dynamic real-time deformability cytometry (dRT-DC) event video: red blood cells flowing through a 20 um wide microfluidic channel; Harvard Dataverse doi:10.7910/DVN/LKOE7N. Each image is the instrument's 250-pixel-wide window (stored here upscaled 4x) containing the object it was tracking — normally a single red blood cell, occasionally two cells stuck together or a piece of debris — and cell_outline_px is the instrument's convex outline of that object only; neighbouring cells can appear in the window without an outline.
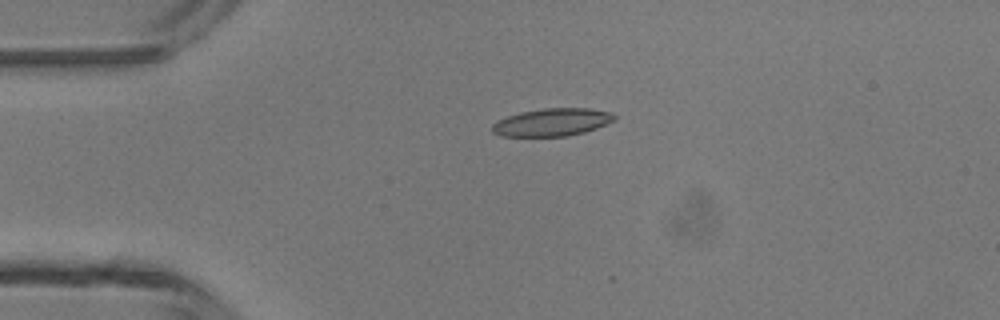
{"species": "common noctule bat (a hibernating species)", "species_latin": "Nyctalus noctula", "temperature_condition": "room temperature", "stored_images_in_passage": 6, "camera_frame_rate_fps": 3000, "um_per_image_px": 0.085, "animal": {"sex": "male", "body_mass_g": 13.3}, "frame": {"image": 1, "passage_image": 4, "time_ms": 3.333, "image_size_px": [1000, 320], "cell_outline_px": [[616, 120], [596, 128], [584, 132], [568, 136], [500, 136], [492, 132], [492, 124], [496, 120], [520, 112], [544, 108], [588, 108], [612, 112], [616, 116]], "centroid_in_image_um": [46.93, 10.38], "position_along_channel_um": 38.1, "area_um2": 19.83}}
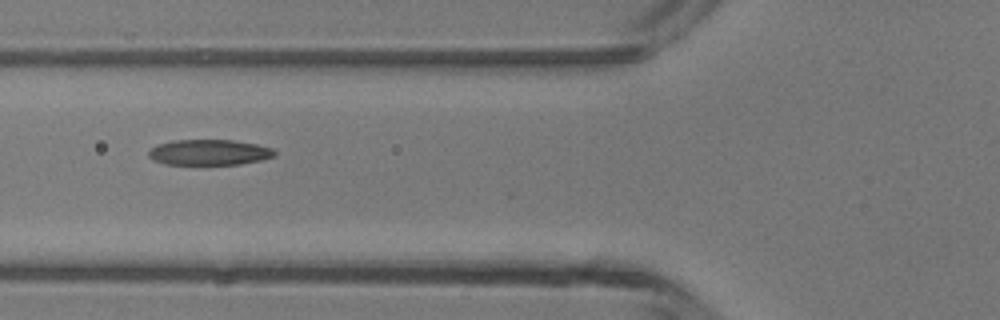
{"frame": {"image": 2, "passage_image": 6, "time_ms": 5.667, "image_size_px": [1000, 320], "cell_outline_px": [[276, 156], [264, 160], [240, 164], [164, 164], [152, 160], [148, 156], [148, 152], [156, 144], [172, 140], [232, 140], [256, 144], [272, 148], [276, 152]], "centroid_in_image_um": [17.78, 12.95], "position_along_channel_um": 108.0, "area_um2": 18.96}}